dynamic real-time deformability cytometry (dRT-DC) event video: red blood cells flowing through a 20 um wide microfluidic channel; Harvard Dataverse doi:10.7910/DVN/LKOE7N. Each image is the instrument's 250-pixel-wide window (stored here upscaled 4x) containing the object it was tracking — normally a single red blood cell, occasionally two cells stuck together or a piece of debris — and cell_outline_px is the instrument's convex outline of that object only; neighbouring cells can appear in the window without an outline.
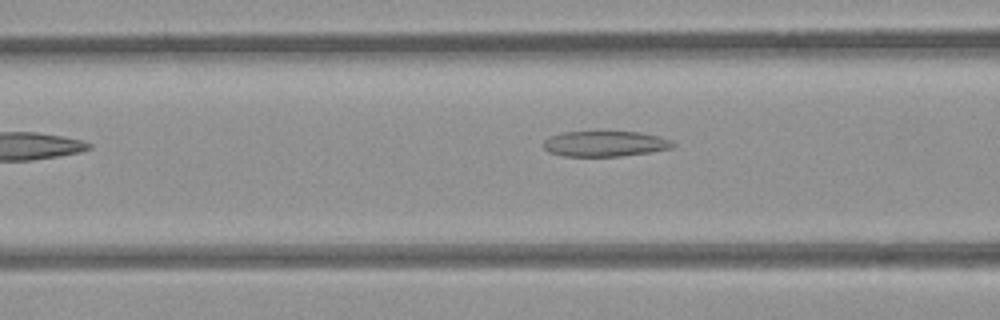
{"species": "common noctule bat (a hibernating species)", "species_latin": "Nyctalus noctula", "temperature_condition": "room temperature", "stored_images_in_passage": 7, "segment_of_instrument_passage": [1, 2], "camera_frame_rate_fps": 3000, "um_per_image_px": 0.085, "animal": {"sex": "female", "body_mass_g": 21.9}, "frame": {"image": 1, "passage_image": 5, "time_ms": 1.333, "image_size_px": [1000, 320], "cell_outline_px": [[676, 144], [672, 148], [652, 152], [620, 156], [564, 156], [548, 152], [544, 148], [544, 140], [548, 136], [564, 132], [596, 128], [640, 132], [656, 136], [668, 140]], "centroid_in_image_um": [51.37, 12.16], "position_along_channel_um": 115.2, "area_um2": 20.23}}
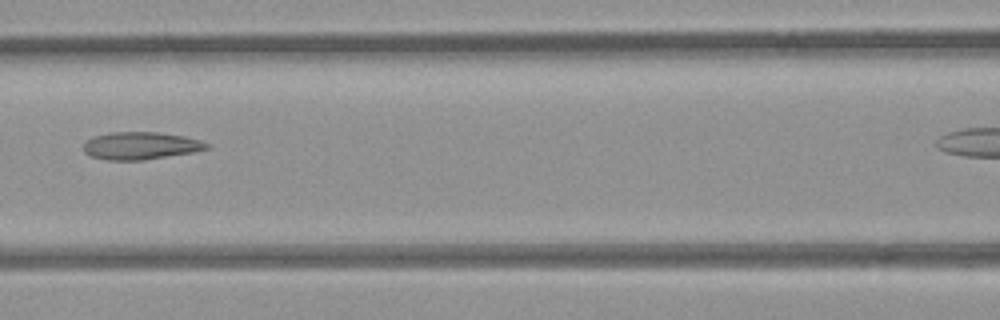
{"frame": {"image": 2, "passage_image": 6, "time_ms": 1.667, "image_size_px": [1000, 320], "cell_outline_px": [[208, 148], [192, 152], [144, 160], [108, 160], [92, 156], [84, 152], [84, 144], [88, 140], [96, 136], [112, 132], [156, 132], [184, 136], [200, 140], [208, 144]], "centroid_in_image_um": [11.95, 12.39], "position_along_channel_um": 154.6, "area_um2": 19.42}}